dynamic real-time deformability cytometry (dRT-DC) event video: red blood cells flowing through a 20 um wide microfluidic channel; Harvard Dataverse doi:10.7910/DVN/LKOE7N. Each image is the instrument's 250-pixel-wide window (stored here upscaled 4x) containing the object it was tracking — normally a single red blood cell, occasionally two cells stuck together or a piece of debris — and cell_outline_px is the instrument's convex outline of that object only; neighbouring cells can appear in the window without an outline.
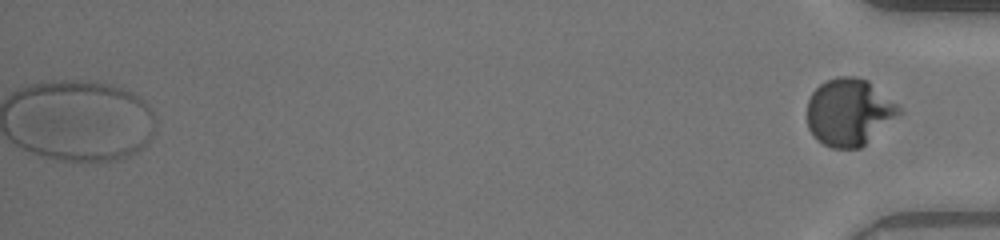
{"species": "human", "species_latin": "Homo sapiens", "temperature_condition": "warm", "stored_images_in_passage": 50, "segment_of_instrument_passage": [2, 2], "camera_frame_rate_fps": 3000, "um_per_image_px": 0.085, "donor": {"sex": "male"}, "frame": {"image": 1, "passage_image": 50, "time_ms": 16.333, "image_size_px": [1000, 240], "cell_outline_px": [[904, 112], [860, 148], [832, 148], [816, 140], [808, 128], [808, 100], [812, 92], [820, 84], [836, 76], [856, 76], [868, 80], [900, 104]], "centroid_in_image_um": [72.22, 9.51], "position_along_channel_um": 363.0, "area_um2": 36.41}}